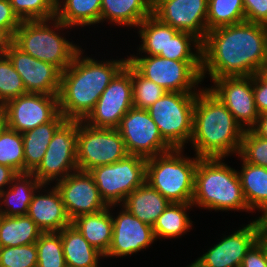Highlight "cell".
Listing matches in <instances>:
<instances>
[{
	"label": "cell",
	"instance_id": "6da1fadb",
	"mask_svg": "<svg viewBox=\"0 0 267 267\" xmlns=\"http://www.w3.org/2000/svg\"><path fill=\"white\" fill-rule=\"evenodd\" d=\"M267 26L242 22L207 32L201 42V78L253 76L266 58Z\"/></svg>",
	"mask_w": 267,
	"mask_h": 267
},
{
	"label": "cell",
	"instance_id": "7a4b0ae2",
	"mask_svg": "<svg viewBox=\"0 0 267 267\" xmlns=\"http://www.w3.org/2000/svg\"><path fill=\"white\" fill-rule=\"evenodd\" d=\"M81 57L80 50L61 73L59 112L67 120L83 121L111 80L127 63L126 58L98 63L90 57Z\"/></svg>",
	"mask_w": 267,
	"mask_h": 267
},
{
	"label": "cell",
	"instance_id": "3957f363",
	"mask_svg": "<svg viewBox=\"0 0 267 267\" xmlns=\"http://www.w3.org/2000/svg\"><path fill=\"white\" fill-rule=\"evenodd\" d=\"M195 99L191 141L199 158H225L239 154L243 128L227 107L208 89Z\"/></svg>",
	"mask_w": 267,
	"mask_h": 267
},
{
	"label": "cell",
	"instance_id": "277c9868",
	"mask_svg": "<svg viewBox=\"0 0 267 267\" xmlns=\"http://www.w3.org/2000/svg\"><path fill=\"white\" fill-rule=\"evenodd\" d=\"M222 158H200L194 181L193 206L210 210L250 211L238 172L221 162Z\"/></svg>",
	"mask_w": 267,
	"mask_h": 267
},
{
	"label": "cell",
	"instance_id": "5b68a950",
	"mask_svg": "<svg viewBox=\"0 0 267 267\" xmlns=\"http://www.w3.org/2000/svg\"><path fill=\"white\" fill-rule=\"evenodd\" d=\"M182 150L172 149L148 158L146 164V182L172 203H192L194 193L200 158H184Z\"/></svg>",
	"mask_w": 267,
	"mask_h": 267
},
{
	"label": "cell",
	"instance_id": "8992f818",
	"mask_svg": "<svg viewBox=\"0 0 267 267\" xmlns=\"http://www.w3.org/2000/svg\"><path fill=\"white\" fill-rule=\"evenodd\" d=\"M50 20L21 21L13 43L32 57L50 63L63 72L81 50L48 25Z\"/></svg>",
	"mask_w": 267,
	"mask_h": 267
},
{
	"label": "cell",
	"instance_id": "52a82bcc",
	"mask_svg": "<svg viewBox=\"0 0 267 267\" xmlns=\"http://www.w3.org/2000/svg\"><path fill=\"white\" fill-rule=\"evenodd\" d=\"M197 93L167 92L147 110L163 139L173 149L191 142Z\"/></svg>",
	"mask_w": 267,
	"mask_h": 267
},
{
	"label": "cell",
	"instance_id": "ba28073f",
	"mask_svg": "<svg viewBox=\"0 0 267 267\" xmlns=\"http://www.w3.org/2000/svg\"><path fill=\"white\" fill-rule=\"evenodd\" d=\"M127 62L144 78L153 81L167 92L198 93L193 91L201 81V61H176L161 56L131 57Z\"/></svg>",
	"mask_w": 267,
	"mask_h": 267
},
{
	"label": "cell",
	"instance_id": "9c48e42d",
	"mask_svg": "<svg viewBox=\"0 0 267 267\" xmlns=\"http://www.w3.org/2000/svg\"><path fill=\"white\" fill-rule=\"evenodd\" d=\"M147 159L128 154L123 159L89 171L101 198L110 206L119 205L136 188L146 182Z\"/></svg>",
	"mask_w": 267,
	"mask_h": 267
},
{
	"label": "cell",
	"instance_id": "30bf717a",
	"mask_svg": "<svg viewBox=\"0 0 267 267\" xmlns=\"http://www.w3.org/2000/svg\"><path fill=\"white\" fill-rule=\"evenodd\" d=\"M128 155L125 142L117 129L94 128L78 120V170L115 163Z\"/></svg>",
	"mask_w": 267,
	"mask_h": 267
},
{
	"label": "cell",
	"instance_id": "8fae6325",
	"mask_svg": "<svg viewBox=\"0 0 267 267\" xmlns=\"http://www.w3.org/2000/svg\"><path fill=\"white\" fill-rule=\"evenodd\" d=\"M78 120H66L55 132L44 158L32 172L41 184L64 179L78 170L77 166ZM49 182V183H48Z\"/></svg>",
	"mask_w": 267,
	"mask_h": 267
},
{
	"label": "cell",
	"instance_id": "7c38bea8",
	"mask_svg": "<svg viewBox=\"0 0 267 267\" xmlns=\"http://www.w3.org/2000/svg\"><path fill=\"white\" fill-rule=\"evenodd\" d=\"M132 107L131 65L127 62L111 80L83 122L94 128L117 129L121 118Z\"/></svg>",
	"mask_w": 267,
	"mask_h": 267
},
{
	"label": "cell",
	"instance_id": "4fadbf2b",
	"mask_svg": "<svg viewBox=\"0 0 267 267\" xmlns=\"http://www.w3.org/2000/svg\"><path fill=\"white\" fill-rule=\"evenodd\" d=\"M117 130L128 154L148 159L173 149L161 136L147 109L132 107L121 118Z\"/></svg>",
	"mask_w": 267,
	"mask_h": 267
},
{
	"label": "cell",
	"instance_id": "5bb4252c",
	"mask_svg": "<svg viewBox=\"0 0 267 267\" xmlns=\"http://www.w3.org/2000/svg\"><path fill=\"white\" fill-rule=\"evenodd\" d=\"M266 231L267 221L259 217L242 229L225 236L188 267H240L246 253Z\"/></svg>",
	"mask_w": 267,
	"mask_h": 267
},
{
	"label": "cell",
	"instance_id": "9a60e30c",
	"mask_svg": "<svg viewBox=\"0 0 267 267\" xmlns=\"http://www.w3.org/2000/svg\"><path fill=\"white\" fill-rule=\"evenodd\" d=\"M7 127L19 133L51 122L60 112L58 95L26 93L4 105Z\"/></svg>",
	"mask_w": 267,
	"mask_h": 267
},
{
	"label": "cell",
	"instance_id": "2e32d148",
	"mask_svg": "<svg viewBox=\"0 0 267 267\" xmlns=\"http://www.w3.org/2000/svg\"><path fill=\"white\" fill-rule=\"evenodd\" d=\"M212 81L215 87L208 89L227 107L243 130H251L260 115L254 99L253 76L221 77Z\"/></svg>",
	"mask_w": 267,
	"mask_h": 267
},
{
	"label": "cell",
	"instance_id": "e0dca14e",
	"mask_svg": "<svg viewBox=\"0 0 267 267\" xmlns=\"http://www.w3.org/2000/svg\"><path fill=\"white\" fill-rule=\"evenodd\" d=\"M61 195L70 220L85 214L99 212L108 207L101 198L94 178L87 171L77 170L58 180L55 185Z\"/></svg>",
	"mask_w": 267,
	"mask_h": 267
},
{
	"label": "cell",
	"instance_id": "ac0fdd59",
	"mask_svg": "<svg viewBox=\"0 0 267 267\" xmlns=\"http://www.w3.org/2000/svg\"><path fill=\"white\" fill-rule=\"evenodd\" d=\"M208 0H163L153 15L178 31L188 32L201 42L207 34Z\"/></svg>",
	"mask_w": 267,
	"mask_h": 267
},
{
	"label": "cell",
	"instance_id": "d6986e66",
	"mask_svg": "<svg viewBox=\"0 0 267 267\" xmlns=\"http://www.w3.org/2000/svg\"><path fill=\"white\" fill-rule=\"evenodd\" d=\"M6 56L22 78L27 93L58 95L62 72L56 66L28 55L14 43Z\"/></svg>",
	"mask_w": 267,
	"mask_h": 267
},
{
	"label": "cell",
	"instance_id": "ffe728a7",
	"mask_svg": "<svg viewBox=\"0 0 267 267\" xmlns=\"http://www.w3.org/2000/svg\"><path fill=\"white\" fill-rule=\"evenodd\" d=\"M122 208L116 218L112 215V242L104 257L132 255L149 247L156 240L152 226L141 222L127 209Z\"/></svg>",
	"mask_w": 267,
	"mask_h": 267
},
{
	"label": "cell",
	"instance_id": "44dd1931",
	"mask_svg": "<svg viewBox=\"0 0 267 267\" xmlns=\"http://www.w3.org/2000/svg\"><path fill=\"white\" fill-rule=\"evenodd\" d=\"M27 216L43 232H60L71 225L61 195L55 186L47 194H33Z\"/></svg>",
	"mask_w": 267,
	"mask_h": 267
},
{
	"label": "cell",
	"instance_id": "7402d4cb",
	"mask_svg": "<svg viewBox=\"0 0 267 267\" xmlns=\"http://www.w3.org/2000/svg\"><path fill=\"white\" fill-rule=\"evenodd\" d=\"M10 186H8L9 190L0 192V200H2L1 205L5 204V206H7V208H5L4 210L0 208V215H27L28 207L31 203L33 194L40 192L38 191V189L46 187L45 184H41L32 173L28 172L18 173L13 178Z\"/></svg>",
	"mask_w": 267,
	"mask_h": 267
},
{
	"label": "cell",
	"instance_id": "603a6c76",
	"mask_svg": "<svg viewBox=\"0 0 267 267\" xmlns=\"http://www.w3.org/2000/svg\"><path fill=\"white\" fill-rule=\"evenodd\" d=\"M123 207L153 227L157 218L164 212L170 202L147 182L132 191L122 203Z\"/></svg>",
	"mask_w": 267,
	"mask_h": 267
},
{
	"label": "cell",
	"instance_id": "cb8c5ba5",
	"mask_svg": "<svg viewBox=\"0 0 267 267\" xmlns=\"http://www.w3.org/2000/svg\"><path fill=\"white\" fill-rule=\"evenodd\" d=\"M107 208L92 214H85L71 221L89 244L105 255L112 242L113 219Z\"/></svg>",
	"mask_w": 267,
	"mask_h": 267
},
{
	"label": "cell",
	"instance_id": "d4e9b609",
	"mask_svg": "<svg viewBox=\"0 0 267 267\" xmlns=\"http://www.w3.org/2000/svg\"><path fill=\"white\" fill-rule=\"evenodd\" d=\"M67 119L59 113L51 122L22 133L24 144V173H32L44 158L46 149L57 129Z\"/></svg>",
	"mask_w": 267,
	"mask_h": 267
},
{
	"label": "cell",
	"instance_id": "484cf974",
	"mask_svg": "<svg viewBox=\"0 0 267 267\" xmlns=\"http://www.w3.org/2000/svg\"><path fill=\"white\" fill-rule=\"evenodd\" d=\"M62 2L57 0L56 17L51 19L57 30L100 22L102 0H64L63 6Z\"/></svg>",
	"mask_w": 267,
	"mask_h": 267
},
{
	"label": "cell",
	"instance_id": "4316f807",
	"mask_svg": "<svg viewBox=\"0 0 267 267\" xmlns=\"http://www.w3.org/2000/svg\"><path fill=\"white\" fill-rule=\"evenodd\" d=\"M66 267H98L104 255L71 224L60 232Z\"/></svg>",
	"mask_w": 267,
	"mask_h": 267
},
{
	"label": "cell",
	"instance_id": "83f0119b",
	"mask_svg": "<svg viewBox=\"0 0 267 267\" xmlns=\"http://www.w3.org/2000/svg\"><path fill=\"white\" fill-rule=\"evenodd\" d=\"M242 165L238 175L245 201L251 211L257 208L263 212L260 218L267 221V168L244 160Z\"/></svg>",
	"mask_w": 267,
	"mask_h": 267
},
{
	"label": "cell",
	"instance_id": "f1b7e54d",
	"mask_svg": "<svg viewBox=\"0 0 267 267\" xmlns=\"http://www.w3.org/2000/svg\"><path fill=\"white\" fill-rule=\"evenodd\" d=\"M151 14L148 0H102L100 22L109 19L117 25L137 27Z\"/></svg>",
	"mask_w": 267,
	"mask_h": 267
},
{
	"label": "cell",
	"instance_id": "f546056e",
	"mask_svg": "<svg viewBox=\"0 0 267 267\" xmlns=\"http://www.w3.org/2000/svg\"><path fill=\"white\" fill-rule=\"evenodd\" d=\"M43 231L27 215H0V247L34 244Z\"/></svg>",
	"mask_w": 267,
	"mask_h": 267
},
{
	"label": "cell",
	"instance_id": "4dcf8cb0",
	"mask_svg": "<svg viewBox=\"0 0 267 267\" xmlns=\"http://www.w3.org/2000/svg\"><path fill=\"white\" fill-rule=\"evenodd\" d=\"M193 206L192 203H172L166 207L164 212L157 218L153 225V233L155 239L160 237L177 238L186 233L192 223L186 210Z\"/></svg>",
	"mask_w": 267,
	"mask_h": 267
},
{
	"label": "cell",
	"instance_id": "1f68e13d",
	"mask_svg": "<svg viewBox=\"0 0 267 267\" xmlns=\"http://www.w3.org/2000/svg\"><path fill=\"white\" fill-rule=\"evenodd\" d=\"M191 41L196 53L191 52ZM158 56L176 61H201V41L193 34L178 31L167 24L166 54Z\"/></svg>",
	"mask_w": 267,
	"mask_h": 267
},
{
	"label": "cell",
	"instance_id": "d6a6232c",
	"mask_svg": "<svg viewBox=\"0 0 267 267\" xmlns=\"http://www.w3.org/2000/svg\"><path fill=\"white\" fill-rule=\"evenodd\" d=\"M245 22L242 0H208L207 32Z\"/></svg>",
	"mask_w": 267,
	"mask_h": 267
},
{
	"label": "cell",
	"instance_id": "836d02e7",
	"mask_svg": "<svg viewBox=\"0 0 267 267\" xmlns=\"http://www.w3.org/2000/svg\"><path fill=\"white\" fill-rule=\"evenodd\" d=\"M138 28L143 42L139 51L148 53L150 56L166 54L167 24L151 14L138 25Z\"/></svg>",
	"mask_w": 267,
	"mask_h": 267
},
{
	"label": "cell",
	"instance_id": "e575fe53",
	"mask_svg": "<svg viewBox=\"0 0 267 267\" xmlns=\"http://www.w3.org/2000/svg\"><path fill=\"white\" fill-rule=\"evenodd\" d=\"M0 164L24 173L22 133L7 128L0 134Z\"/></svg>",
	"mask_w": 267,
	"mask_h": 267
},
{
	"label": "cell",
	"instance_id": "d590c367",
	"mask_svg": "<svg viewBox=\"0 0 267 267\" xmlns=\"http://www.w3.org/2000/svg\"><path fill=\"white\" fill-rule=\"evenodd\" d=\"M35 244L37 267H66L59 232H43Z\"/></svg>",
	"mask_w": 267,
	"mask_h": 267
},
{
	"label": "cell",
	"instance_id": "8d00e7d4",
	"mask_svg": "<svg viewBox=\"0 0 267 267\" xmlns=\"http://www.w3.org/2000/svg\"><path fill=\"white\" fill-rule=\"evenodd\" d=\"M21 21L51 20L56 17L57 0H9Z\"/></svg>",
	"mask_w": 267,
	"mask_h": 267
},
{
	"label": "cell",
	"instance_id": "74e56055",
	"mask_svg": "<svg viewBox=\"0 0 267 267\" xmlns=\"http://www.w3.org/2000/svg\"><path fill=\"white\" fill-rule=\"evenodd\" d=\"M132 99L133 107L148 109L153 103L167 93L159 85L141 76L132 66Z\"/></svg>",
	"mask_w": 267,
	"mask_h": 267
},
{
	"label": "cell",
	"instance_id": "f35d334b",
	"mask_svg": "<svg viewBox=\"0 0 267 267\" xmlns=\"http://www.w3.org/2000/svg\"><path fill=\"white\" fill-rule=\"evenodd\" d=\"M22 78L7 56L0 58V105L26 94Z\"/></svg>",
	"mask_w": 267,
	"mask_h": 267
},
{
	"label": "cell",
	"instance_id": "ab89813d",
	"mask_svg": "<svg viewBox=\"0 0 267 267\" xmlns=\"http://www.w3.org/2000/svg\"><path fill=\"white\" fill-rule=\"evenodd\" d=\"M238 156L247 163L267 168V140L252 130H244Z\"/></svg>",
	"mask_w": 267,
	"mask_h": 267
},
{
	"label": "cell",
	"instance_id": "60d3db41",
	"mask_svg": "<svg viewBox=\"0 0 267 267\" xmlns=\"http://www.w3.org/2000/svg\"><path fill=\"white\" fill-rule=\"evenodd\" d=\"M0 267H37L36 244L0 247Z\"/></svg>",
	"mask_w": 267,
	"mask_h": 267
},
{
	"label": "cell",
	"instance_id": "b9f144b4",
	"mask_svg": "<svg viewBox=\"0 0 267 267\" xmlns=\"http://www.w3.org/2000/svg\"><path fill=\"white\" fill-rule=\"evenodd\" d=\"M240 267H267V231L246 253Z\"/></svg>",
	"mask_w": 267,
	"mask_h": 267
},
{
	"label": "cell",
	"instance_id": "7bdbcfd3",
	"mask_svg": "<svg viewBox=\"0 0 267 267\" xmlns=\"http://www.w3.org/2000/svg\"><path fill=\"white\" fill-rule=\"evenodd\" d=\"M245 21L267 26V0H242Z\"/></svg>",
	"mask_w": 267,
	"mask_h": 267
},
{
	"label": "cell",
	"instance_id": "ee69618b",
	"mask_svg": "<svg viewBox=\"0 0 267 267\" xmlns=\"http://www.w3.org/2000/svg\"><path fill=\"white\" fill-rule=\"evenodd\" d=\"M21 20L14 13L9 0H0V27L7 29L13 36Z\"/></svg>",
	"mask_w": 267,
	"mask_h": 267
},
{
	"label": "cell",
	"instance_id": "f6af8a7d",
	"mask_svg": "<svg viewBox=\"0 0 267 267\" xmlns=\"http://www.w3.org/2000/svg\"><path fill=\"white\" fill-rule=\"evenodd\" d=\"M253 92L259 114L267 112V80L260 73L253 75Z\"/></svg>",
	"mask_w": 267,
	"mask_h": 267
},
{
	"label": "cell",
	"instance_id": "bcb514c9",
	"mask_svg": "<svg viewBox=\"0 0 267 267\" xmlns=\"http://www.w3.org/2000/svg\"><path fill=\"white\" fill-rule=\"evenodd\" d=\"M13 41L14 36L7 29L0 27V58L6 56Z\"/></svg>",
	"mask_w": 267,
	"mask_h": 267
},
{
	"label": "cell",
	"instance_id": "7dc6e473",
	"mask_svg": "<svg viewBox=\"0 0 267 267\" xmlns=\"http://www.w3.org/2000/svg\"><path fill=\"white\" fill-rule=\"evenodd\" d=\"M18 173L13 170L10 167L4 166L0 164V192L4 191V187L6 185L12 183L13 178L17 175Z\"/></svg>",
	"mask_w": 267,
	"mask_h": 267
},
{
	"label": "cell",
	"instance_id": "c3c4849f",
	"mask_svg": "<svg viewBox=\"0 0 267 267\" xmlns=\"http://www.w3.org/2000/svg\"><path fill=\"white\" fill-rule=\"evenodd\" d=\"M251 130L259 137L267 140V112L259 115L255 126Z\"/></svg>",
	"mask_w": 267,
	"mask_h": 267
},
{
	"label": "cell",
	"instance_id": "681fc988",
	"mask_svg": "<svg viewBox=\"0 0 267 267\" xmlns=\"http://www.w3.org/2000/svg\"><path fill=\"white\" fill-rule=\"evenodd\" d=\"M7 114L5 107L0 105V134L7 129Z\"/></svg>",
	"mask_w": 267,
	"mask_h": 267
},
{
	"label": "cell",
	"instance_id": "f907efd6",
	"mask_svg": "<svg viewBox=\"0 0 267 267\" xmlns=\"http://www.w3.org/2000/svg\"><path fill=\"white\" fill-rule=\"evenodd\" d=\"M163 0H148V3L152 9H154Z\"/></svg>",
	"mask_w": 267,
	"mask_h": 267
},
{
	"label": "cell",
	"instance_id": "816d5d0a",
	"mask_svg": "<svg viewBox=\"0 0 267 267\" xmlns=\"http://www.w3.org/2000/svg\"><path fill=\"white\" fill-rule=\"evenodd\" d=\"M259 73L267 80V68H263Z\"/></svg>",
	"mask_w": 267,
	"mask_h": 267
},
{
	"label": "cell",
	"instance_id": "f5cc1de1",
	"mask_svg": "<svg viewBox=\"0 0 267 267\" xmlns=\"http://www.w3.org/2000/svg\"><path fill=\"white\" fill-rule=\"evenodd\" d=\"M263 68H267V41H266V58H265L264 67Z\"/></svg>",
	"mask_w": 267,
	"mask_h": 267
}]
</instances>
